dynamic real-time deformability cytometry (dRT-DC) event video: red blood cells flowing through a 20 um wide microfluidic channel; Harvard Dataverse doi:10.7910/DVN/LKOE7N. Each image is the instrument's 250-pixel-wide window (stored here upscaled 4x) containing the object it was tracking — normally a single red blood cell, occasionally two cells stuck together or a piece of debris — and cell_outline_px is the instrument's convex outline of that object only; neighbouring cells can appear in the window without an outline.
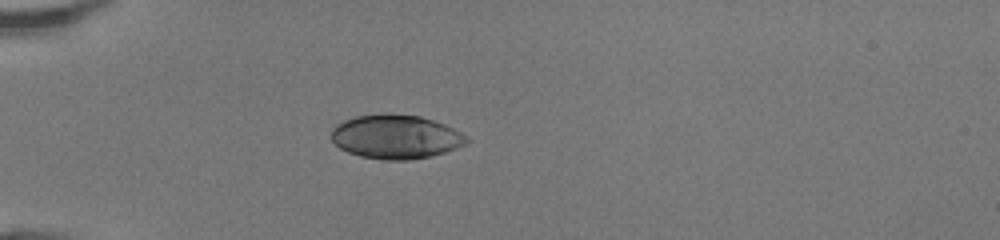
{"species": "human", "species_latin": "Homo sapiens", "temperature_condition": "room temperature", "stored_images_in_passage": 34, "camera_frame_rate_fps": 3000, "um_per_image_px": 0.085, "donor": {"sex": "female"}, "frame": {"image": 1, "passage_image": 1, "time_ms": 0.0, "image_size_px": [1000, 240], "cell_outline_px": [[468, 144], [444, 152], [428, 156], [408, 160], [384, 160], [360, 156], [348, 152], [340, 148], [332, 140], [332, 128], [336, 124], [344, 120], [356, 116], [384, 112], [420, 116], [444, 124], [468, 136]], "centroid_in_image_um": [33.63, 11.61], "position_along_channel_um": 51.4, "area_um2": 34.8}}
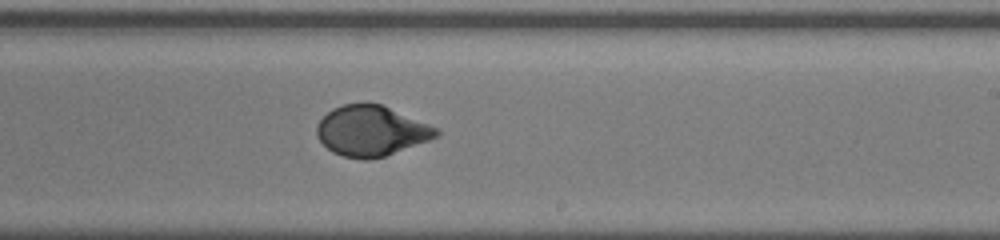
{"frame": {"image": 2, "passage_image": 17, "time_ms": 5.333, "image_size_px": [1000, 240], "cell_outline_px": [[440, 132], [436, 136], [428, 140], [384, 156], [368, 160], [364, 160], [344, 156], [332, 152], [316, 136], [316, 124], [332, 108], [344, 104], [380, 104], [440, 128]], "centroid_in_image_um": [31.54, 11.13], "position_along_channel_um": 257.5, "area_um2": 34.68}}
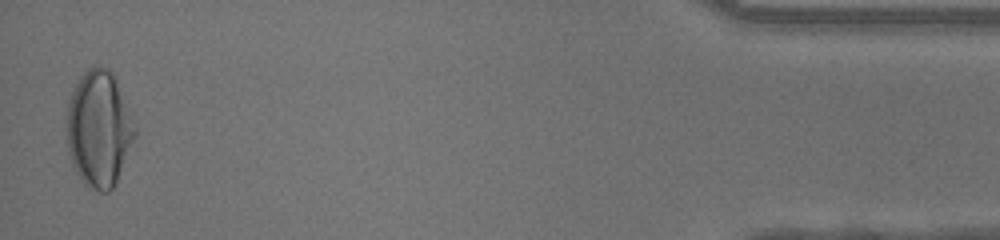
{"frame": {"image": 3, "passage_image": 34, "time_ms": 11.0, "image_size_px": [1000, 240], "cell_outline_px": [[136, 136], [116, 180], [112, 188], [108, 192], [100, 192], [88, 188], [80, 180], [72, 164], [68, 152], [64, 124], [64, 120], [68, 100], [72, 88], [80, 76], [88, 68], [96, 64], [100, 64], [108, 68], [112, 72], [136, 128]], "centroid_in_image_um": [8.34, 10.94], "position_along_channel_um": 426.9, "area_um2": 46.7}, "authors_computed_cell_mechanics": {"area_um2": 35.0268, "velocity_mm_per_s": 4.2856, "shape_relaxation_time_tau1_ms": 4.8695, "shape_relaxation_time_tau2_ms": null, "deformation_change_tau1": 0.2216, "deformation_change_tau2": null}}